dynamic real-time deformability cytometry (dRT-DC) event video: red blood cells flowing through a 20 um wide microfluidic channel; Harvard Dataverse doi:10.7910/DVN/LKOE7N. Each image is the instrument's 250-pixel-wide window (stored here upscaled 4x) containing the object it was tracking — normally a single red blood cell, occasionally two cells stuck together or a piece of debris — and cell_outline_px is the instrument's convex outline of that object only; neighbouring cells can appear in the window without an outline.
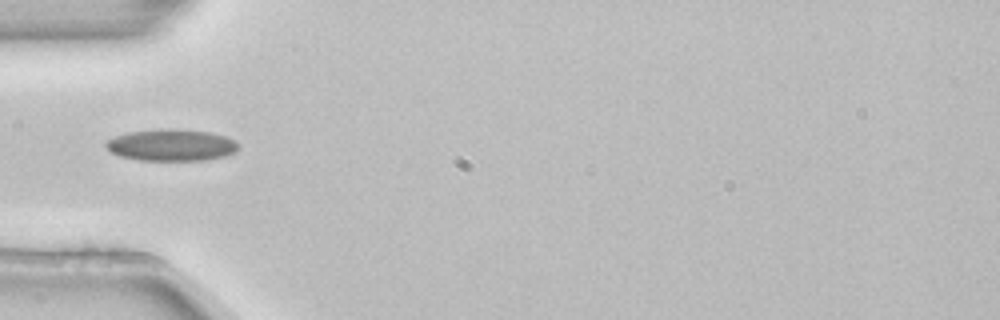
{"species": "common noctule bat (a hibernating species)", "species_latin": "Nyctalus noctula", "temperature_condition": "room temperature", "stored_images_in_passage": 1, "camera_frame_rate_fps": 3000, "um_per_image_px": 0.085, "animal": {"sex": "female", "body_mass_g": 22.7, "forearm_length_mm": 54.2}, "frame": {"image": 1, "passage_image": 1, "time_ms": 0.0, "image_size_px": [1000, 320], "cell_outline_px": [[240, 148], [236, 152], [224, 156], [204, 160], [140, 160], [120, 156], [112, 152], [104, 144], [108, 140], [116, 136], [128, 132], [160, 128], [176, 128], [208, 132], [224, 136], [236, 140], [240, 144]], "centroid_in_image_um": [14.61, 12.32], "position_along_channel_um": 70.4, "area_um2": 24.62}}